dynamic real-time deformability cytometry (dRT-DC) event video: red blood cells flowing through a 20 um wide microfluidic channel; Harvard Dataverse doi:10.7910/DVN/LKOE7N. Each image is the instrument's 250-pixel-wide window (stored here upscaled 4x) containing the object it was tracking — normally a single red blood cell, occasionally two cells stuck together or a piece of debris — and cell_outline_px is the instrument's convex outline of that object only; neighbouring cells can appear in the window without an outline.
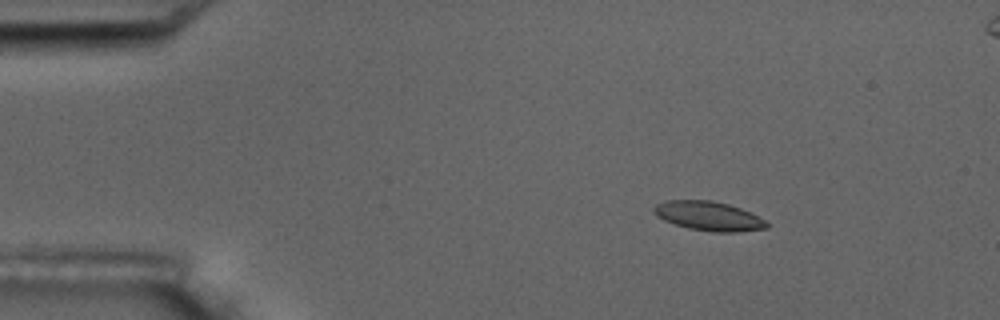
{"species": "common noctule bat (a hibernating species)", "species_latin": "Nyctalus noctula", "temperature_condition": "room temperature", "stored_images_in_passage": 5, "camera_frame_rate_fps": 3000, "um_per_image_px": 0.085, "animal": {"sex": "male", "body_mass_g": 17.5, "forearm_length_mm": 52.3}, "frame": {"image": 1, "passage_image": 3, "time_ms": 2.333, "image_size_px": [1000, 320], "cell_outline_px": [[768, 228], [736, 232], [712, 232], [688, 228], [664, 220], [656, 216], [652, 212], [652, 208], [656, 204], [664, 200], [712, 200], [728, 204], [740, 208], [764, 220], [768, 224]], "centroid_in_image_um": [60.18, 18.36], "position_along_channel_um": 24.8, "area_um2": 19.19}}